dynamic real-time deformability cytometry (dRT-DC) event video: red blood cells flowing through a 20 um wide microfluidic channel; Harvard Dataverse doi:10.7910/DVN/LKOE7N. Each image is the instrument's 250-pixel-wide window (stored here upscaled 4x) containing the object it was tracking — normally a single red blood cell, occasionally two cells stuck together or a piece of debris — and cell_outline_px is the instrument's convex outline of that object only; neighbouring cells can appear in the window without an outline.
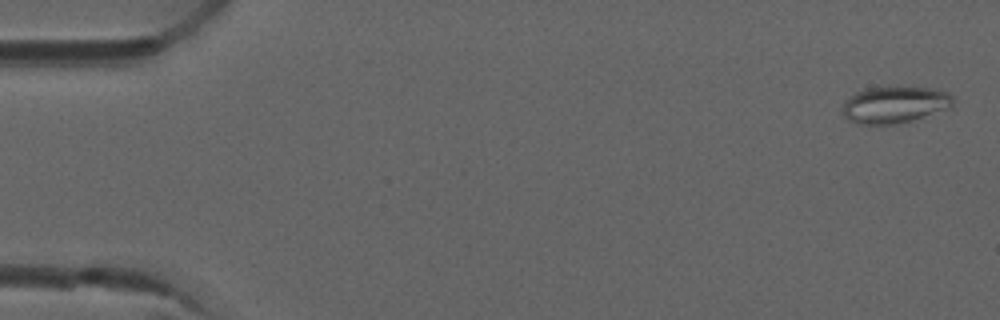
{"species": "common noctule bat (a hibernating species)", "species_latin": "Nyctalus noctula", "temperature_condition": "room temperature", "stored_images_in_passage": 5, "camera_frame_rate_fps": 3000, "um_per_image_px": 0.085, "animal": {"sex": "male", "forearm_length_mm": 52.5}, "frame": {"image": 1, "passage_image": 1, "time_ms": 0.0, "image_size_px": [1000, 320], "cell_outline_px": [[952, 108], [896, 124], [860, 124], [848, 120], [844, 116], [844, 100], [856, 92], [868, 88], [936, 88], [948, 92], [952, 96]], "centroid_in_image_um": [76.06, 8.91], "position_along_channel_um": 8.9, "area_um2": 23.29}}